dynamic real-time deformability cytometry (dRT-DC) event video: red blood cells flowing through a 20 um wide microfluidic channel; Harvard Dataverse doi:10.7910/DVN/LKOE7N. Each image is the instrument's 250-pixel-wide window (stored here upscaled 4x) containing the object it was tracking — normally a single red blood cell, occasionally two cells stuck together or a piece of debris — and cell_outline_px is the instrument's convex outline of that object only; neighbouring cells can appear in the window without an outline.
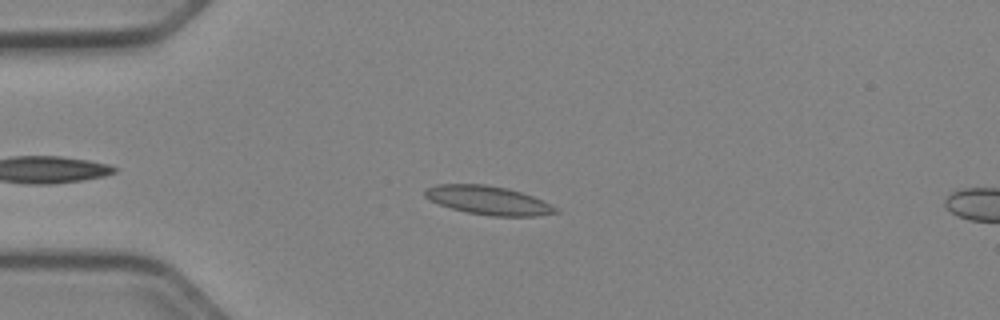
{"species": "Egyptian fruit bat (a non-hibernating species)", "species_latin": "Rousettus aegyptiacus", "temperature_condition": "cold", "stored_images_in_passage": 37, "camera_frame_rate_fps": 3000, "um_per_image_px": 0.085, "animal": {"sex": "female"}, "frame": {"image": 1, "passage_image": 2, "time_ms": 0.333, "image_size_px": [1000, 320], "cell_outline_px": [[560, 212], [536, 216], [492, 216], [468, 212], [452, 208], [440, 204], [424, 196], [424, 188], [436, 184], [484, 184], [508, 188], [544, 200], [556, 208]], "centroid_in_image_um": [41.51, 17.02], "position_along_channel_um": 43.5, "area_um2": 21.73}}
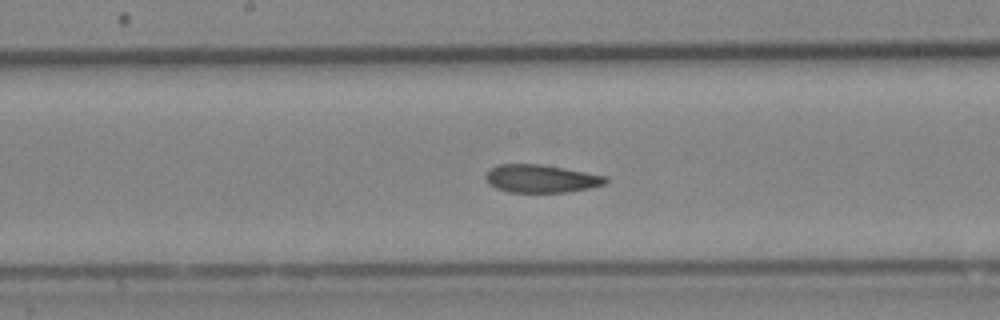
{"frame": {"image": 2, "passage_image": 16, "time_ms": 5.0, "image_size_px": [1000, 320], "cell_outline_px": [[608, 180], [604, 184], [588, 188], [568, 192], [508, 192], [496, 188], [484, 176], [492, 168], [500, 164], [540, 164], [564, 168], [608, 176]], "centroid_in_image_um": [46.03, 15.18], "position_along_channel_um": 202.2, "area_um2": 19.31}}
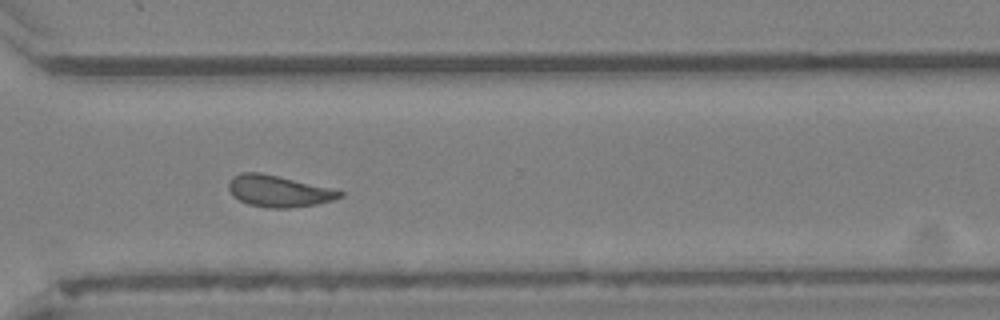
{"frame": {"image": 3, "passage_image": 27, "time_ms": 8.667, "image_size_px": [1000, 320], "cell_outline_px": [[344, 196], [332, 200], [316, 204], [288, 208], [268, 208], [248, 204], [232, 196], [228, 188], [228, 184], [232, 176], [240, 172], [260, 172], [328, 188], [344, 192]], "centroid_in_image_um": [23.62, 16.25], "position_along_channel_um": 347.0, "area_um2": 20.17}, "authors_computed_cell_mechanics": {"area_um2": 20.2878, "velocity_mm_per_s": 3.9397, "shape_relaxation_time_tau1_ms": null, "shape_relaxation_time_tau2_ms": 3.7773, "deformation_change_tau1": null, "deformation_change_tau2": 0.0903}}